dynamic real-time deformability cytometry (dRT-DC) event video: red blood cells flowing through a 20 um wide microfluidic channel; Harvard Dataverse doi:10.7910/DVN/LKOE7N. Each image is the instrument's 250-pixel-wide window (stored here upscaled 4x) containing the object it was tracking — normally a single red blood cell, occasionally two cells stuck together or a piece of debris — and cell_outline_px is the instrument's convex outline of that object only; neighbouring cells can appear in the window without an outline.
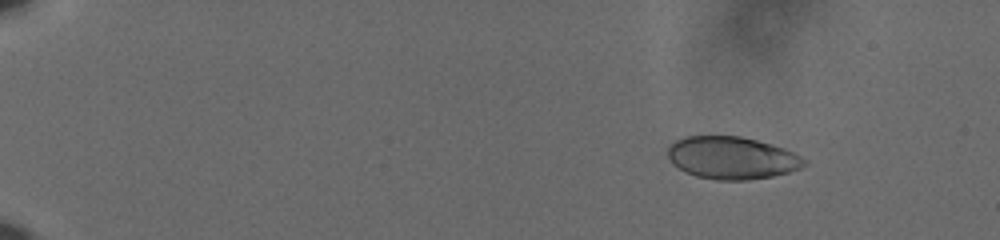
{"species": "human", "species_latin": "Homo sapiens", "temperature_condition": "cold", "stored_images_in_passage": 59, "camera_frame_rate_fps": 3000, "um_per_image_px": 0.085, "donor": {"sex": "male"}, "frame": {"image": 1, "passage_image": 8, "time_ms": 2.333, "image_size_px": [1000, 240], "cell_outline_px": [[808, 164], [800, 168], [788, 172], [772, 176], [748, 180], [716, 180], [696, 176], [684, 172], [672, 164], [668, 156], [668, 144], [684, 136], [740, 136], [772, 144], [784, 148], [800, 156]], "centroid_in_image_um": [62.17, 13.42], "position_along_channel_um": 22.8, "area_um2": 33.87}}
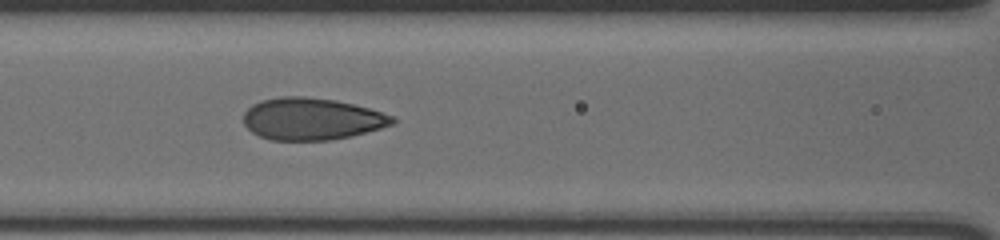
{"frame": {"image": 2, "passage_image": 29, "time_ms": 9.333, "image_size_px": [1000, 240], "cell_outline_px": [[396, 120], [392, 124], [380, 128], [352, 136], [332, 140], [272, 140], [260, 136], [252, 132], [244, 124], [244, 112], [252, 104], [260, 100], [280, 96], [304, 96], [336, 100], [368, 108], [392, 116]], "centroid_in_image_um": [26.46, 10.1], "position_along_channel_um": 140.1, "area_um2": 36.41}}
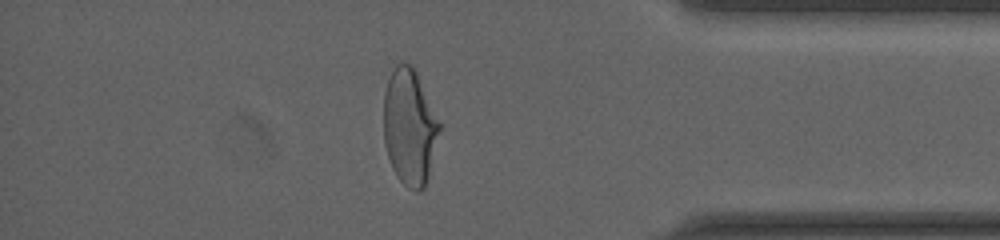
{"frame": {"image": 3, "passage_image": 52, "time_ms": 17.0, "image_size_px": [1000, 240], "cell_outline_px": [[440, 128], [428, 176], [424, 188], [420, 192], [416, 192], [408, 188], [396, 176], [392, 168], [384, 144], [384, 92], [388, 80], [396, 64], [412, 64], [416, 72], [440, 124]], "centroid_in_image_um": [34.79, 10.83], "position_along_channel_um": 400.4, "area_um2": 37.22}, "authors_computed_cell_mechanics": {"area_um2": 36.2984, "velocity_mm_per_s": 3.6428, "shape_relaxation_time_tau1_ms": 7.1738, "shape_relaxation_time_tau2_ms": null, "deformation_change_tau1": 0.1934, "deformation_change_tau2": null}}